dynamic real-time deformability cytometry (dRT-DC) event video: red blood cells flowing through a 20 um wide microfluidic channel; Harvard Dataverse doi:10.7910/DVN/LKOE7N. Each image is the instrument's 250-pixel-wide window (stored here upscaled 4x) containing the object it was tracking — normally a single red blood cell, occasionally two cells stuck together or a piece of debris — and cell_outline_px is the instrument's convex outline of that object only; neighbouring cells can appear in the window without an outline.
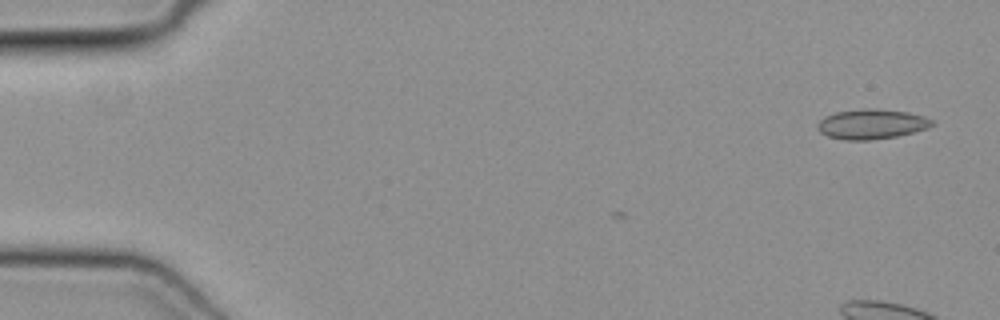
{"species": "common noctule bat (a hibernating species)", "species_latin": "Nyctalus noctula", "temperature_condition": "cold", "stored_images_in_passage": 4, "camera_frame_rate_fps": 3000, "um_per_image_px": 0.085, "animal": {"sex": "female", "body_mass_g": 19.3, "forearm_length_mm": 54.1}, "frame": {"image": 1, "passage_image": 4, "time_ms": 1.0, "image_size_px": [1000, 320], "cell_outline_px": [[936, 124], [928, 128], [896, 136], [868, 140], [848, 140], [828, 136], [820, 132], [816, 128], [816, 124], [824, 116], [836, 112], [868, 108], [872, 108], [908, 112], [924, 116], [932, 120]], "centroid_in_image_um": [74.08, 10.54], "position_along_channel_um": 10.9, "area_um2": 19.88}}